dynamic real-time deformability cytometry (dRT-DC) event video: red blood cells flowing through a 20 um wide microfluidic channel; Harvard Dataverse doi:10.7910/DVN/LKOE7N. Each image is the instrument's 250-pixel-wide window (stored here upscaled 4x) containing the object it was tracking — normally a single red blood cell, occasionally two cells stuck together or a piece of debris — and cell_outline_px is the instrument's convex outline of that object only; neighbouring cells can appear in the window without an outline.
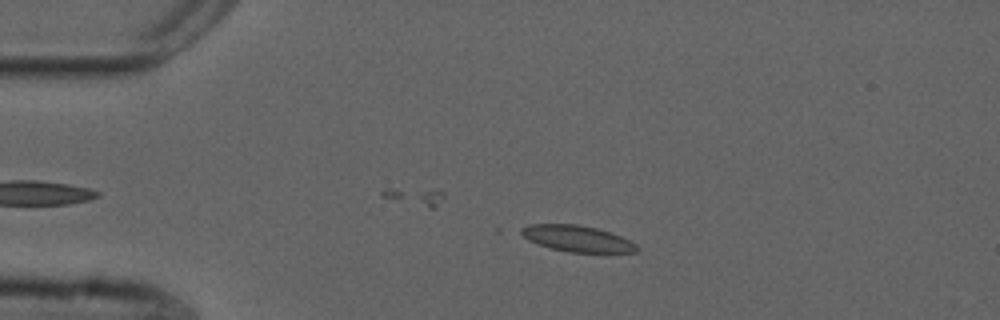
{"species": "common noctule bat (a hibernating species)", "species_latin": "Nyctalus noctula", "temperature_condition": "cold", "stored_images_in_passage": 52, "camera_frame_rate_fps": 3000, "um_per_image_px": 0.085, "animal": {"sex": "male", "forearm_length_mm": 52.5}, "frame": {"image": 1, "passage_image": 11, "time_ms": 3.333, "image_size_px": [1000, 320], "cell_outline_px": [[640, 248], [636, 252], [568, 252], [552, 248], [528, 240], [516, 232], [520, 228], [532, 224], [576, 224], [596, 228], [632, 240]], "centroid_in_image_um": [49.04, 20.27], "position_along_channel_um": 36.0, "area_um2": 17.63}}
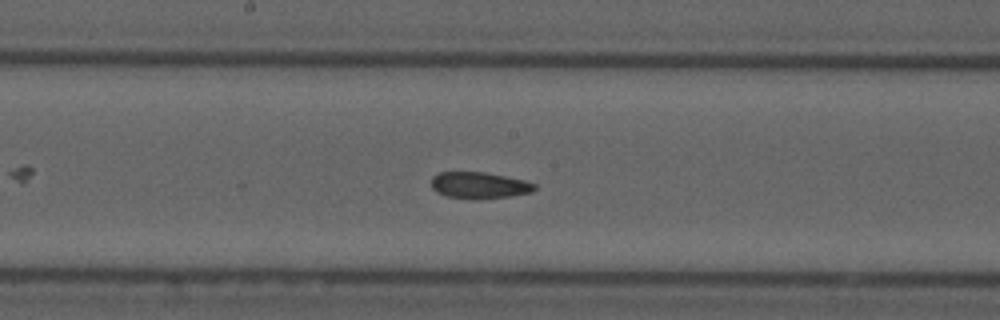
{"frame": {"image": 2, "passage_image": 28, "time_ms": 9.0, "image_size_px": [1000, 320], "cell_outline_px": [[536, 188], [532, 192], [512, 196], [476, 200], [472, 200], [444, 196], [436, 192], [432, 188], [432, 176], [440, 172], [484, 172], [524, 180], [536, 184]], "centroid_in_image_um": [40.72, 15.77], "position_along_channel_um": 207.5, "area_um2": 16.18}}
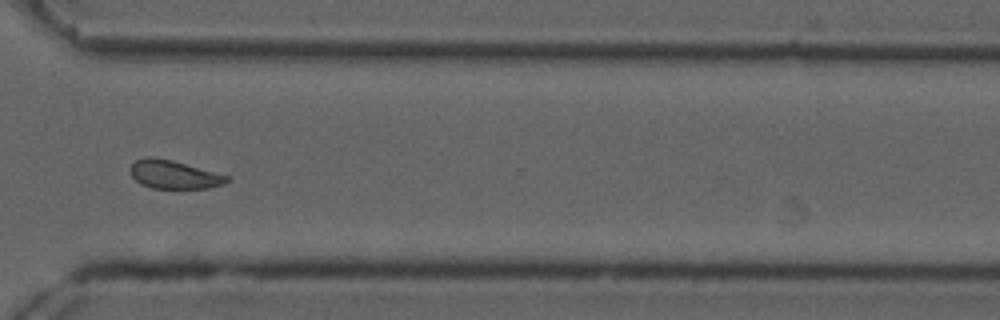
{"frame": {"image": 3, "passage_image": 40, "time_ms": 13.0, "image_size_px": [1000, 320], "cell_outline_px": [[232, 180], [224, 184], [208, 188], [152, 188], [140, 184], [132, 176], [132, 164], [136, 160], [144, 156], [156, 156], [172, 160], [228, 176]], "centroid_in_image_um": [14.79, 14.83], "position_along_channel_um": 355.8, "area_um2": 15.9}, "authors_computed_cell_mechanics": {"area_um2": 16.8198, "velocity_mm_per_s": 3.7084, "shape_relaxation_time_tau1_ms": 10.7532, "shape_relaxation_time_tau2_ms": 3.2263, "deformation_change_tau1": 0.1533, "deformation_change_tau2": 0.0887}}